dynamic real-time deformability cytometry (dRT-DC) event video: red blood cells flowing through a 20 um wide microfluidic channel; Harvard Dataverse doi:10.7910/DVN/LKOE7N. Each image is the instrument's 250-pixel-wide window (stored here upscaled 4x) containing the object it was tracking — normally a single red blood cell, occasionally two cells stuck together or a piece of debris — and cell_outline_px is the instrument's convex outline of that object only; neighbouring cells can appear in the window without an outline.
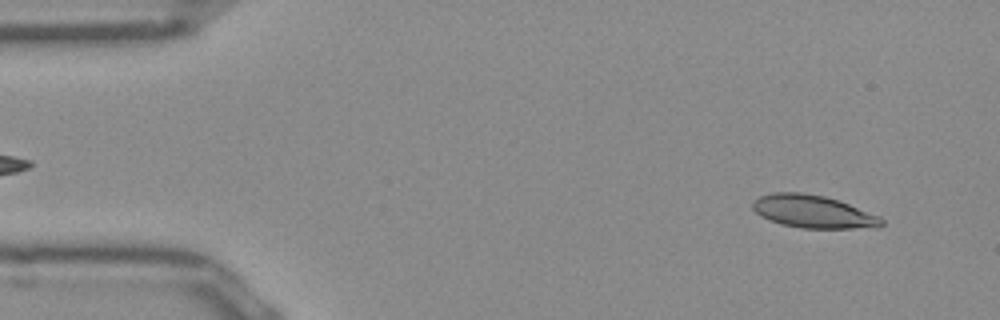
{"species": "Egyptian fruit bat (a non-hibernating species)", "species_latin": "Rousettus aegyptiacus", "temperature_condition": "room temperature", "stored_images_in_passage": 50, "camera_frame_rate_fps": 3000, "um_per_image_px": 0.085, "frame": {"image": 1, "passage_image": 3, "time_ms": 0.667, "image_size_px": [1000, 320], "cell_outline_px": [[884, 224], [880, 228], [804, 228], [780, 224], [756, 212], [752, 208], [752, 204], [760, 196], [772, 192], [804, 192], [824, 196], [848, 204], [880, 216], [884, 220]], "centroid_in_image_um": [69.16, 17.99], "position_along_channel_um": 15.8, "area_um2": 24.45}}
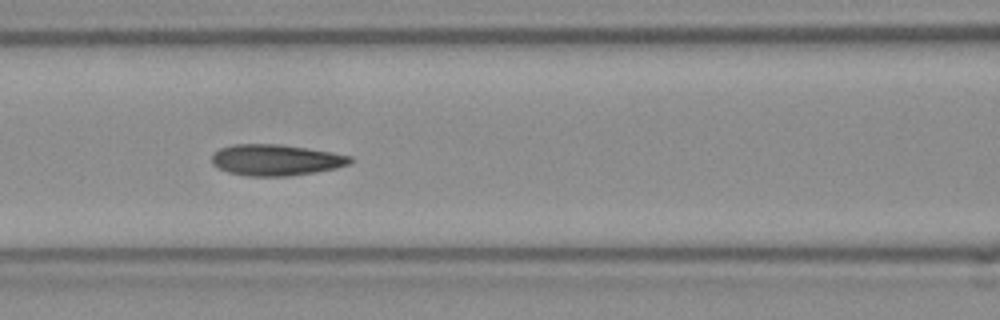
{"frame": {"image": 2, "passage_image": 20, "time_ms": 6.333, "image_size_px": [1000, 320], "cell_outline_px": [[352, 160], [348, 164], [336, 168], [316, 172], [292, 176], [244, 176], [228, 172], [212, 164], [212, 156], [220, 148], [236, 144], [276, 144], [332, 152], [352, 156]], "centroid_in_image_um": [23.45, 13.61], "position_along_channel_um": 143.1, "area_um2": 24.97}}
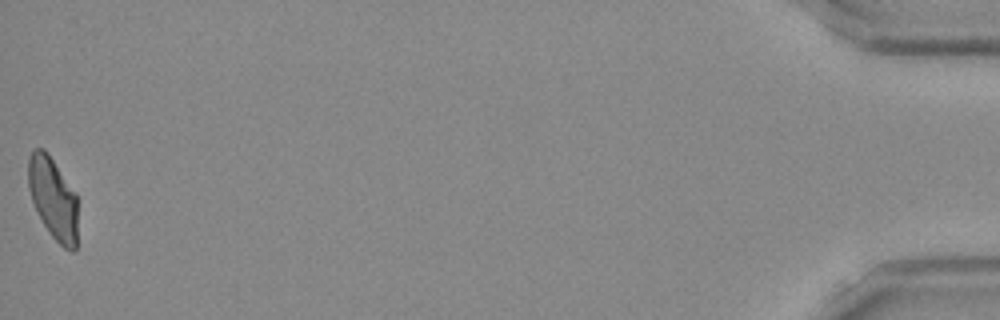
{"frame": {"image": 3, "passage_image": 50, "time_ms": 16.333, "image_size_px": [1000, 320], "cell_outline_px": [[76, 248], [72, 252], [64, 248], [48, 232], [32, 200], [28, 188], [28, 160], [32, 148], [44, 148], [48, 152], [76, 192]], "centroid_in_image_um": [4.5, 16.8], "position_along_channel_um": 430.7, "area_um2": 23.58}, "authors_computed_cell_mechanics": {"area_um2": 24.7962, "velocity_mm_per_s": 3.9094, "shape_relaxation_time_tau1_ms": 6.2835, "shape_relaxation_time_tau2_ms": 1.8397, "deformation_change_tau1": 0.1736, "deformation_change_tau2": 0.0863}}